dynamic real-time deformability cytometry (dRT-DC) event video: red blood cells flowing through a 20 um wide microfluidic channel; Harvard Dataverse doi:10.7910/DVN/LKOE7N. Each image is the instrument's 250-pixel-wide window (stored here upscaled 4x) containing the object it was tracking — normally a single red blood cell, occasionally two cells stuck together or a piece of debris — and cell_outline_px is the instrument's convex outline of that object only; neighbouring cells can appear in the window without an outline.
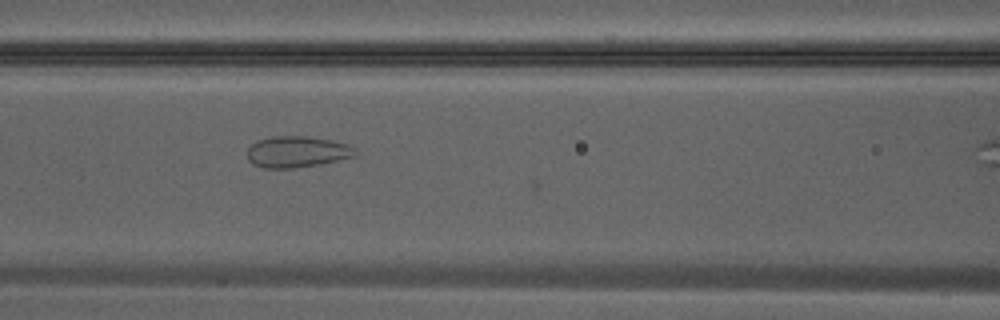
{"species": "Egyptian fruit bat (a non-hibernating species)", "species_latin": "Rousettus aegyptiacus", "temperature_condition": "warm", "stored_images_in_passage": 16, "camera_frame_rate_fps": 3000, "um_per_image_px": 0.085, "animal": {"sex": "male"}, "frame": {"image": 1, "passage_image": 13, "time_ms": 4.0, "image_size_px": [1000, 320], "cell_outline_px": [[356, 156], [320, 164], [292, 168], [264, 168], [252, 164], [248, 160], [248, 148], [256, 140], [272, 136], [308, 136], [332, 140], [348, 144], [352, 148]], "centroid_in_image_um": [25.21, 12.9], "position_along_channel_um": 141.4, "area_um2": 19.65}}